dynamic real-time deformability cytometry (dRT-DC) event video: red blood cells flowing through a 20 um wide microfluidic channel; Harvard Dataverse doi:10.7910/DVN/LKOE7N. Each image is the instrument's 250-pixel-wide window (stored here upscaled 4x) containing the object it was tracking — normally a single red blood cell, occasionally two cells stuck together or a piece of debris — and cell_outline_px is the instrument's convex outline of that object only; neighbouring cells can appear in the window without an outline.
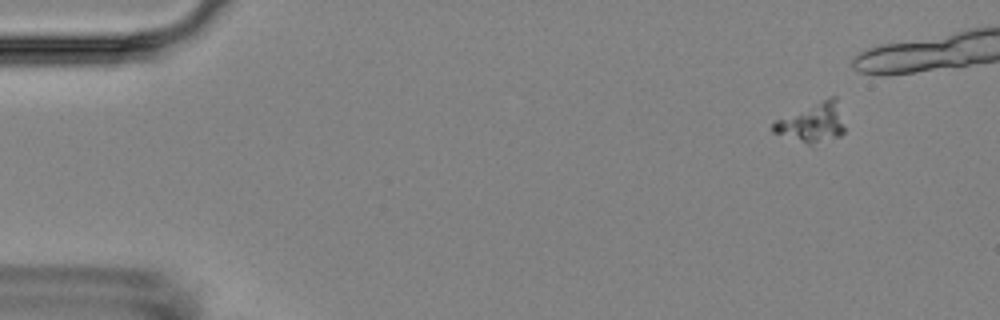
{"species": "Egyptian fruit bat (a non-hibernating species)", "species_latin": "Rousettus aegyptiacus", "temperature_condition": "room temperature", "stored_images_in_passage": 5, "camera_frame_rate_fps": 3000, "um_per_image_px": 0.085, "animal": {"sex": "female"}, "frame": {"image": 1, "passage_image": 1, "time_ms": 0.0, "image_size_px": [1000, 320], "cell_outline_px": [[844, 132], [840, 136], [808, 144], [772, 132], [772, 124], [776, 120], [832, 96], [836, 96], [844, 128]], "centroid_in_image_um": [69.05, 10.43], "position_along_channel_um": 16.0, "area_um2": 15.66}}